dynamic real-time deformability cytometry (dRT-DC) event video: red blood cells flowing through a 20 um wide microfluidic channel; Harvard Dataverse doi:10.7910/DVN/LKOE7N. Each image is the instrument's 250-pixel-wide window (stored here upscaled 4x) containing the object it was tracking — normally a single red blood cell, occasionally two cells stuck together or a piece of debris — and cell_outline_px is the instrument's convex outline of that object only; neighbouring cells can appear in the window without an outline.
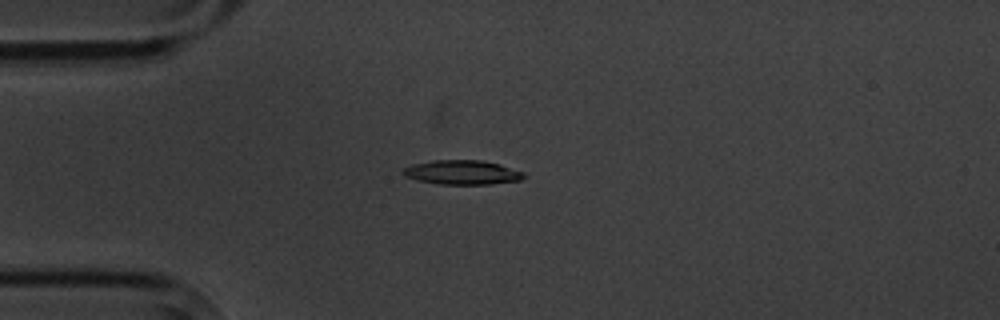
{"species": "common noctule bat (a hibernating species)", "species_latin": "Nyctalus noctula", "temperature_condition": "cold", "stored_images_in_passage": 6, "camera_frame_rate_fps": 3000, "um_per_image_px": 0.085, "animal": {"sex": "male", "body_mass_g": 20.1, "forearm_length_mm": 53.5}, "frame": {"image": 1, "passage_image": 3, "time_ms": 2.333, "image_size_px": [1000, 320], "cell_outline_px": [[524, 176], [520, 180], [488, 184], [440, 184], [420, 180], [404, 176], [400, 172], [404, 168], [412, 164], [432, 160], [480, 160], [500, 164], [524, 172]], "centroid_in_image_um": [39.26, 14.64], "position_along_channel_um": 45.7, "area_um2": 16.99}}
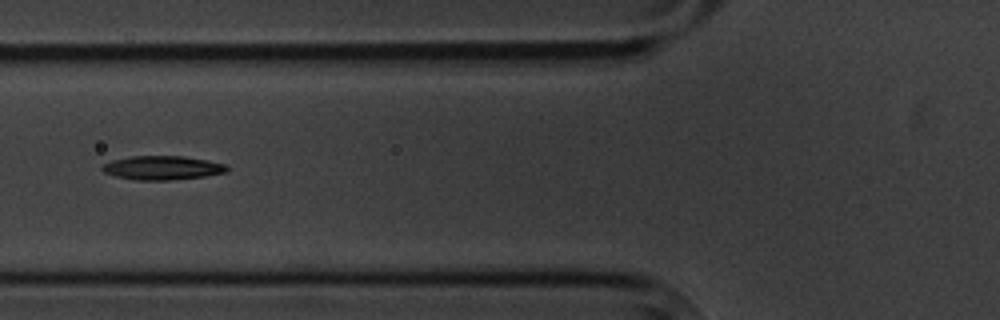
{"frame": {"image": 2, "passage_image": 5, "time_ms": 4.667, "image_size_px": [1000, 320], "cell_outline_px": [[228, 172], [204, 176], [172, 180], [136, 180], [116, 176], [104, 172], [100, 168], [104, 164], [112, 160], [132, 156], [184, 156], [208, 160], [228, 164]], "centroid_in_image_um": [13.84, 14.26], "position_along_channel_um": 112.0, "area_um2": 17.46}}
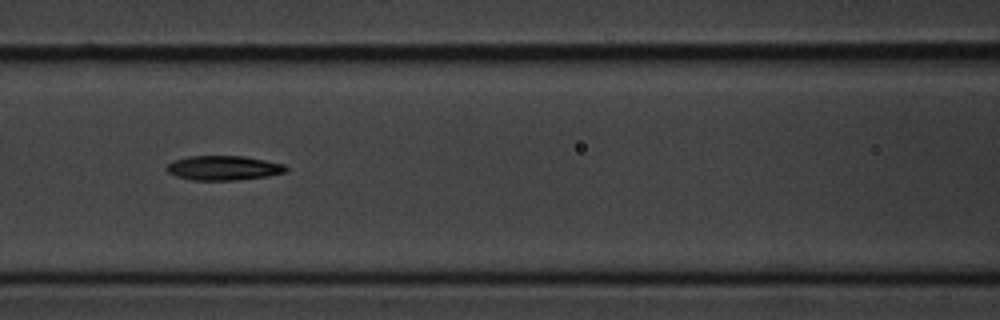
{"frame": {"image": 3, "passage_image": 6, "time_ms": 5.667, "image_size_px": [1000, 320], "cell_outline_px": [[288, 168], [284, 172], [268, 176], [236, 180], [192, 180], [176, 176], [168, 172], [164, 168], [172, 160], [188, 156], [244, 156], [284, 164]], "centroid_in_image_um": [18.95, 14.27], "position_along_channel_um": 147.6, "area_um2": 17.05}}